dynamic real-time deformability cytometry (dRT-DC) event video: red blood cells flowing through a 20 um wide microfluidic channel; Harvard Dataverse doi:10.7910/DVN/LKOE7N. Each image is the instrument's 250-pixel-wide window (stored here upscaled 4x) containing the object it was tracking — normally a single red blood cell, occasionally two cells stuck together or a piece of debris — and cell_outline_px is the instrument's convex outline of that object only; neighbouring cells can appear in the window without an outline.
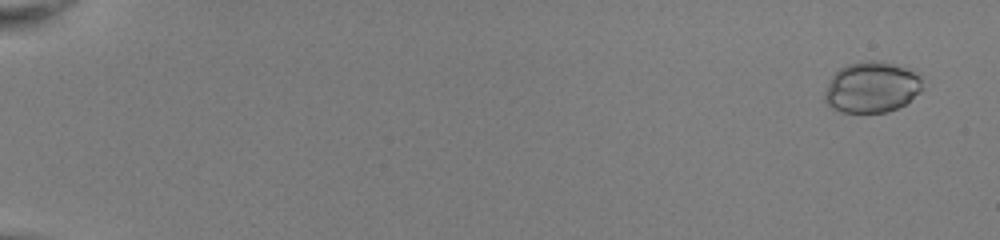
{"species": "common noctule bat (a hibernating species)", "species_latin": "Nyctalus noctula", "temperature_condition": "room temperature", "stored_images_in_passage": 53, "camera_frame_rate_fps": 3000, "um_per_image_px": 0.085, "animal": {"sex": "female", "body_mass_g": 22.0, "forearm_length_mm": 56.7}, "frame": {"image": 1, "passage_image": 3, "time_ms": 0.667, "image_size_px": [1000, 240], "cell_outline_px": [[920, 92], [904, 104], [896, 108], [884, 112], [840, 112], [832, 108], [824, 100], [824, 92], [832, 76], [840, 68], [848, 64], [868, 60], [880, 60], [904, 68], [920, 76]], "centroid_in_image_um": [74.04, 7.42], "position_along_channel_um": 11.0, "area_um2": 28.55}}
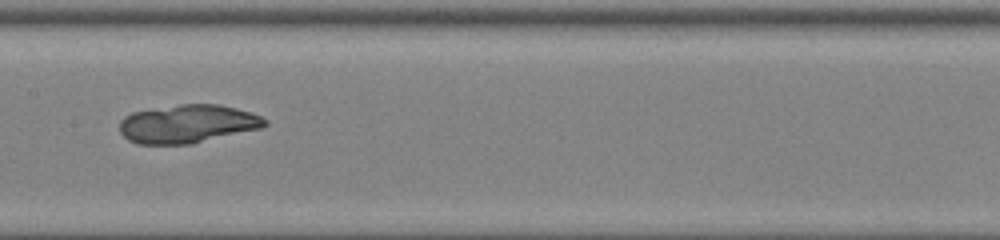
{"frame": {"image": 2, "passage_image": 30, "time_ms": 9.667, "image_size_px": [1000, 240], "cell_outline_px": [[268, 124], [260, 128], [192, 144], [136, 144], [128, 140], [120, 132], [120, 120], [124, 116], [132, 112], [180, 104], [220, 104], [252, 112], [268, 120]], "centroid_in_image_um": [15.95, 10.53], "position_along_channel_um": 191.5, "area_um2": 32.54}}
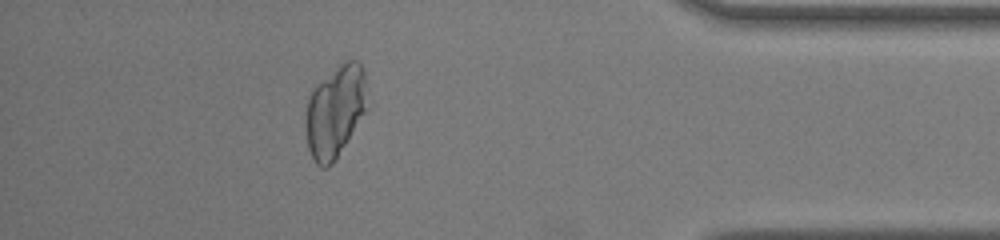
{"frame": {"image": 3, "passage_image": 48, "time_ms": 15.667, "image_size_px": [1000, 240], "cell_outline_px": [[368, 108], [336, 160], [328, 168], [320, 168], [316, 164], [308, 148], [304, 128], [304, 120], [308, 96], [312, 88], [316, 84], [344, 60], [356, 60], [360, 64], [364, 72]], "centroid_in_image_um": [28.46, 9.49], "position_along_channel_um": 406.7, "area_um2": 33.58}}